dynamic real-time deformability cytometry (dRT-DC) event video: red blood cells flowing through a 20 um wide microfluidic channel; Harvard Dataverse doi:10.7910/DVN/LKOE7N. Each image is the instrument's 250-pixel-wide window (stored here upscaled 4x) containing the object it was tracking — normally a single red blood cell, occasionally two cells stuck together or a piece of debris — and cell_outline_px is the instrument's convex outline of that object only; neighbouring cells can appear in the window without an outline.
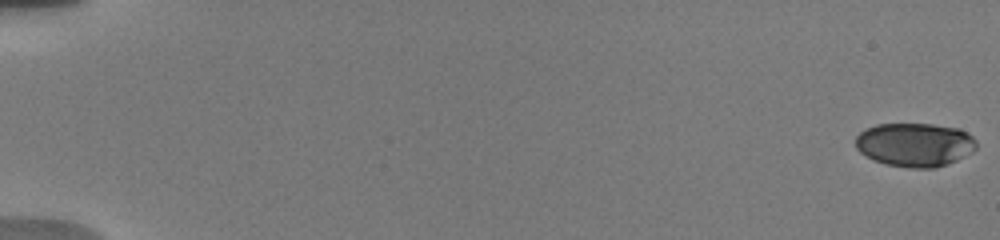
{"species": "human", "species_latin": "Homo sapiens", "temperature_condition": "warm", "stored_images_in_passage": 23, "camera_frame_rate_fps": 3000, "um_per_image_px": 0.085, "donor": {"sex": "male"}, "frame": {"image": 1, "passage_image": 1, "time_ms": 0.0, "image_size_px": [1000, 240], "cell_outline_px": [[976, 148], [972, 152], [948, 164], [936, 168], [912, 168], [888, 164], [872, 160], [860, 152], [856, 148], [856, 136], [860, 132], [876, 124], [932, 124], [960, 128], [968, 132], [976, 140]], "centroid_in_image_um": [77.78, 12.29], "position_along_channel_um": 7.2, "area_um2": 30.92}}
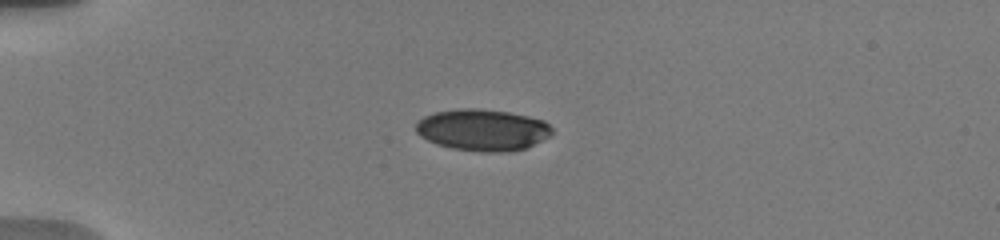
{"frame": {"image": 2, "passage_image": 12, "time_ms": 5.0, "image_size_px": [1000, 240], "cell_outline_px": [[552, 136], [524, 148], [512, 152], [480, 152], [452, 148], [436, 144], [420, 136], [416, 132], [416, 124], [424, 116], [436, 112], [460, 108], [476, 108], [508, 112], [528, 116], [544, 120], [552, 128]], "centroid_in_image_um": [41.04, 11.05], "position_along_channel_um": 44.0, "area_um2": 33.06}}
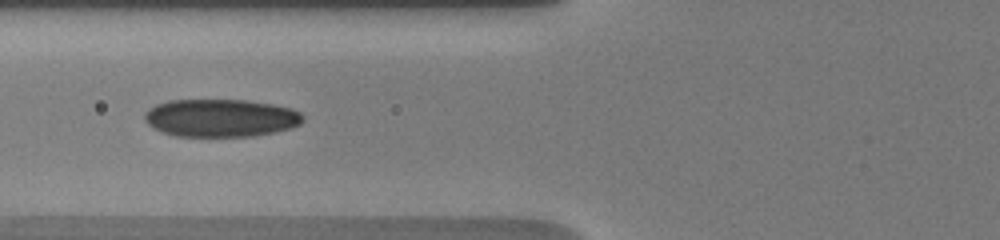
{"frame": {"image": 3, "passage_image": 22, "time_ms": 7.667, "image_size_px": [1000, 240], "cell_outline_px": [[304, 120], [300, 124], [292, 128], [276, 132], [252, 136], [176, 136], [164, 132], [148, 124], [144, 120], [144, 112], [148, 108], [156, 104], [168, 100], [248, 100], [272, 104], [292, 108], [300, 112], [304, 116]], "centroid_in_image_um": [18.79, 10.02], "position_along_channel_um": 107.0, "area_um2": 35.08}}